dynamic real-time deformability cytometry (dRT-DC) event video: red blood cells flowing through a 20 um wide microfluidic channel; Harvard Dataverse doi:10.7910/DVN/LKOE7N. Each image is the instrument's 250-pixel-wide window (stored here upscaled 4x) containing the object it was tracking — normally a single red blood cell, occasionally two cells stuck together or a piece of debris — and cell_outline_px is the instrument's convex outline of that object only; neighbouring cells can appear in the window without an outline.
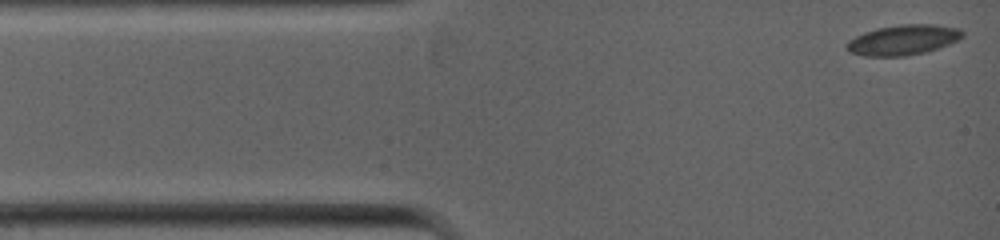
{"species": "common noctule bat (a hibernating species)", "species_latin": "Nyctalus noctula", "temperature_condition": "warm", "stored_images_in_passage": 42, "camera_frame_rate_fps": 5000, "um_per_image_px": 0.085, "animal": {"sex": "female", "body_mass_g": 19.0, "forearm_length_mm": 53.3}, "frame": {"image": 1, "passage_image": 1, "time_ms": 0.0, "image_size_px": [1000, 240], "cell_outline_px": [[964, 36], [948, 44], [924, 52], [904, 56], [864, 56], [848, 52], [844, 48], [844, 44], [848, 40], [864, 32], [880, 28], [904, 24], [932, 24], [960, 28], [964, 32]], "centroid_in_image_um": [76.72, 3.4], "position_along_channel_um": 8.3, "area_um2": 20.29}}
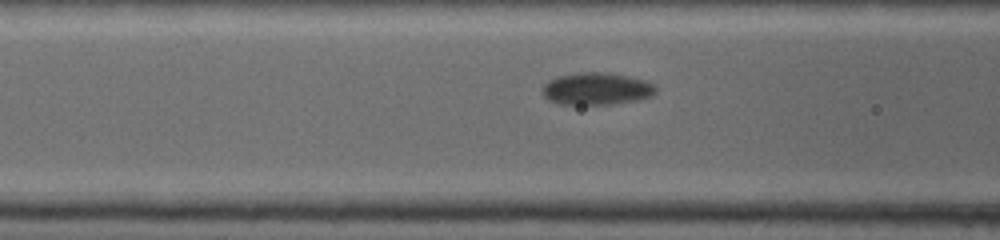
{"frame": {"image": 2, "passage_image": 19, "time_ms": 3.6, "image_size_px": [1000, 240], "cell_outline_px": [[656, 92], [652, 96], [636, 100], [612, 104], [560, 104], [548, 100], [544, 96], [544, 84], [556, 76], [588, 72], [608, 72], [644, 80], [652, 84], [656, 88]], "centroid_in_image_um": [50.71, 7.55], "position_along_channel_um": 115.9, "area_um2": 21.04}}
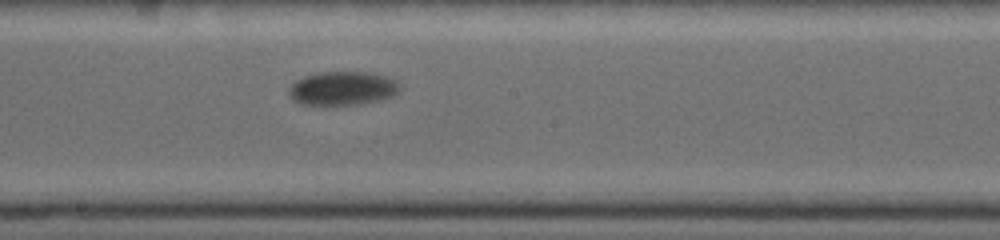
{"frame": {"image": 3, "passage_image": 30, "time_ms": 5.8, "image_size_px": [1000, 240], "cell_outline_px": [[400, 92], [384, 100], [364, 104], [300, 104], [292, 100], [288, 96], [288, 88], [296, 80], [304, 76], [324, 72], [364, 72], [384, 76], [400, 84]], "centroid_in_image_um": [29.11, 7.52], "position_along_channel_um": 219.1, "area_um2": 21.85}}